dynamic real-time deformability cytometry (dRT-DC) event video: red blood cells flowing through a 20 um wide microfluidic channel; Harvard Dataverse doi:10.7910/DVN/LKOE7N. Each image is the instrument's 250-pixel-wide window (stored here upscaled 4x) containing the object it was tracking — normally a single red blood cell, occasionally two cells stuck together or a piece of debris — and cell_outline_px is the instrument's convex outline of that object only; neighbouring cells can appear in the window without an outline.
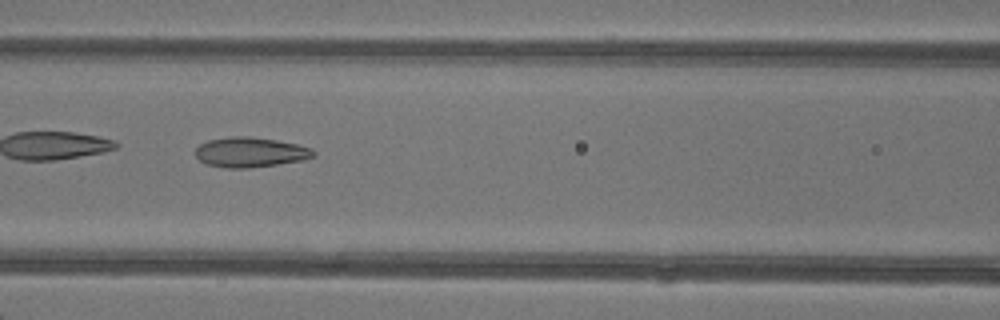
{"species": "common noctule bat (a hibernating species)", "species_latin": "Nyctalus noctula", "temperature_condition": "warm", "stored_images_in_passage": 4, "camera_frame_rate_fps": 3000, "um_per_image_px": 0.085, "animal": {"sex": "female"}, "frame": {"image": 1, "passage_image": 4, "time_ms": 3.333, "image_size_px": [1000, 320], "cell_outline_px": [[316, 156], [304, 160], [248, 168], [224, 168], [208, 164], [200, 160], [196, 156], [196, 148], [200, 144], [208, 140], [232, 136], [252, 136], [276, 140], [296, 144], [312, 148], [316, 152]], "centroid_in_image_um": [21.3, 12.93], "position_along_channel_um": 145.3, "area_um2": 20.63}}